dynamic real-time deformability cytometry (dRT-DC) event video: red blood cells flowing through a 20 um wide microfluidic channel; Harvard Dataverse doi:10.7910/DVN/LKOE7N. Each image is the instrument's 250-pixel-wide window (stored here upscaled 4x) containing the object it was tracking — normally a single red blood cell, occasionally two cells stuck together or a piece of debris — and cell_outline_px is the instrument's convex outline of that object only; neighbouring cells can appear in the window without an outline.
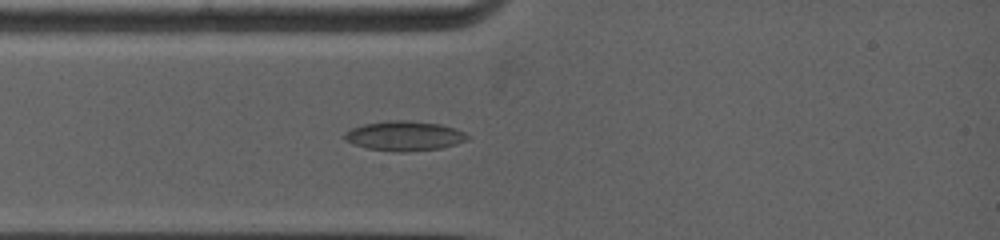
{"species": "common noctule bat (a hibernating species)", "species_latin": "Nyctalus noctula", "temperature_condition": "warm", "stored_images_in_passage": 3, "camera_frame_rate_fps": 5000, "um_per_image_px": 0.085, "animal": {"sex": "female", "body_mass_g": 19.0, "forearm_length_mm": 53.3}, "frame": {"image": 1, "passage_image": 3, "time_ms": 1.8, "image_size_px": [1000, 240], "cell_outline_px": [[468, 140], [456, 144], [440, 148], [404, 152], [396, 152], [368, 148], [352, 144], [344, 140], [344, 132], [352, 128], [364, 124], [396, 120], [412, 120], [440, 124], [456, 128], [464, 132], [468, 136]], "centroid_in_image_um": [34.37, 11.55], "position_along_channel_um": 50.6, "area_um2": 21.27}}